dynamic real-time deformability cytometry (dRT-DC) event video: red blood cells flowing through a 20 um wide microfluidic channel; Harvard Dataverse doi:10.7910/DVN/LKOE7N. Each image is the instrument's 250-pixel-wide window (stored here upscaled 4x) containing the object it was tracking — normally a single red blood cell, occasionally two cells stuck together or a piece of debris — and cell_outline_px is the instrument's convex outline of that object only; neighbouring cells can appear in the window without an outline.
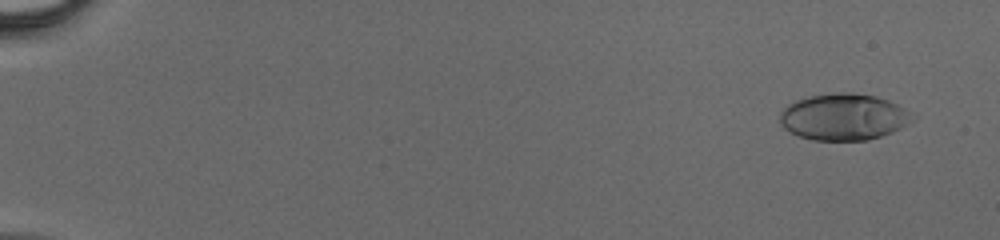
{"species": "human", "species_latin": "Homo sapiens", "temperature_condition": "cold", "stored_images_in_passage": 48, "camera_frame_rate_fps": 3000, "um_per_image_px": 0.085, "donor": {"sex": "male"}, "frame": {"image": 1, "passage_image": 4, "time_ms": 1.0, "image_size_px": [1000, 240], "cell_outline_px": [[916, 116], [912, 120], [900, 128], [892, 132], [868, 140], [812, 140], [800, 136], [784, 128], [780, 124], [780, 112], [788, 104], [796, 100], [812, 96], [840, 92], [852, 92], [876, 96], [888, 100], [896, 104]], "centroid_in_image_um": [71.7, 9.94], "position_along_channel_um": 13.3, "area_um2": 35.72}}
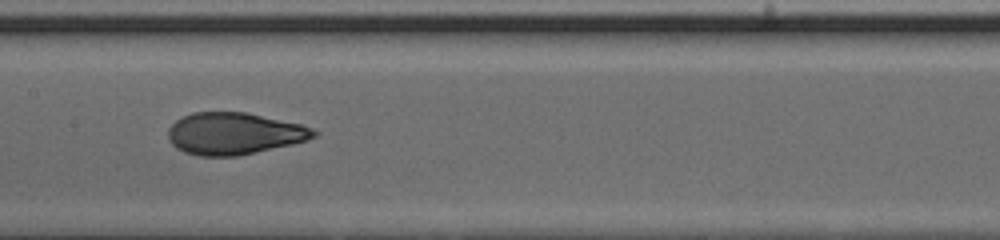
{"frame": {"image": 2, "passage_image": 27, "time_ms": 8.667, "image_size_px": [1000, 240], "cell_outline_px": [[320, 132], [316, 136], [308, 140], [236, 156], [200, 156], [184, 152], [176, 148], [168, 140], [168, 128], [176, 120], [192, 112], [248, 112], [304, 124]], "centroid_in_image_um": [19.91, 11.34], "position_along_channel_um": 187.5, "area_um2": 35.78}}
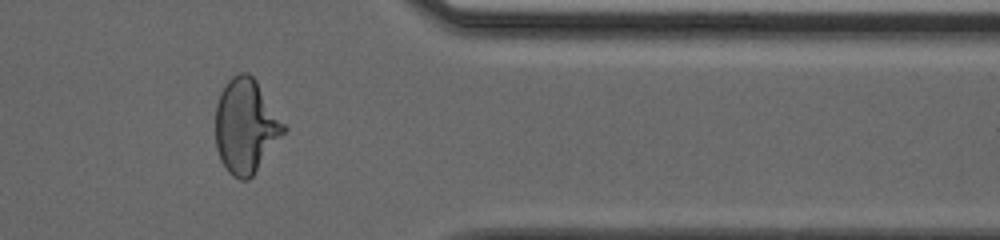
{"frame": {"image": 3, "passage_image": 41, "time_ms": 13.333, "image_size_px": [1000, 240], "cell_outline_px": [[288, 128], [252, 176], [248, 180], [240, 180], [232, 176], [228, 172], [220, 160], [216, 148], [216, 104], [220, 92], [224, 84], [232, 76], [240, 72], [248, 72], [256, 80]], "centroid_in_image_um": [20.88, 10.71], "position_along_channel_um": 390.5, "area_um2": 37.57}}